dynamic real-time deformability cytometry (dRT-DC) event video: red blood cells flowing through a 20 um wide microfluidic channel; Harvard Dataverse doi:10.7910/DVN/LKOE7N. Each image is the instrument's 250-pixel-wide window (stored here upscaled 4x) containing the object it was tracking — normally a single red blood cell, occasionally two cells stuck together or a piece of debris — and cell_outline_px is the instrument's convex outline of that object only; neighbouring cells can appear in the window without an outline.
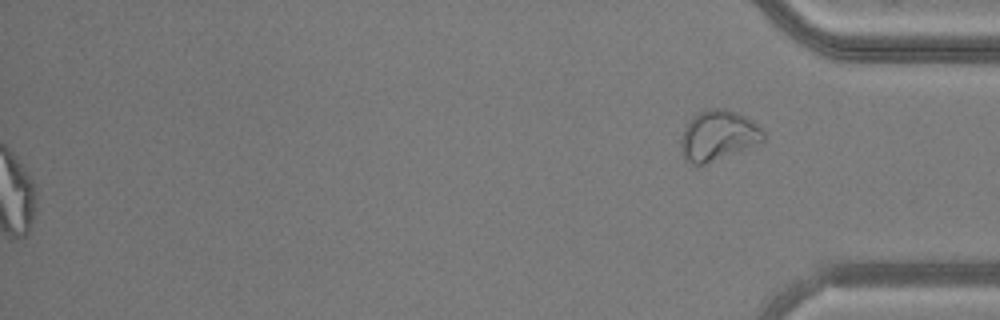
{"species": "common noctule bat (a hibernating species)", "species_latin": "Nyctalus noctula", "temperature_condition": "warm", "stored_images_in_passage": 39, "segment_of_instrument_passage": [2, 2], "camera_frame_rate_fps": 3000, "um_per_image_px": 0.085, "animal": {"sex": "male", "body_mass_g": 20.5, "forearm_length_mm": 52.5}, "frame": {"image": 1, "passage_image": 39, "time_ms": 12.667, "image_size_px": [1000, 320], "cell_outline_px": [[764, 140], [704, 164], [692, 164], [684, 160], [680, 152], [680, 140], [684, 128], [688, 120], [692, 116], [708, 108], [724, 108], [744, 116], [752, 120], [764, 132]], "centroid_in_image_um": [60.96, 11.5], "position_along_channel_um": 374.2, "area_um2": 23.76}}